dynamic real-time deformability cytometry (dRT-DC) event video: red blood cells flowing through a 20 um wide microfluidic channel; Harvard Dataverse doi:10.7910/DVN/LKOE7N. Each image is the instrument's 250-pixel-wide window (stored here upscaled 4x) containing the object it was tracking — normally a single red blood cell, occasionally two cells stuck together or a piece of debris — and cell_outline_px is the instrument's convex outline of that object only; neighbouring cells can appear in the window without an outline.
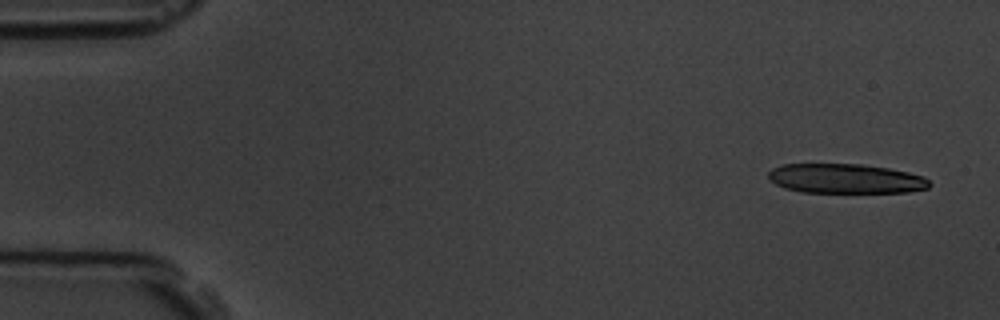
{"species": "common noctule bat (a hibernating species)", "species_latin": "Nyctalus noctula", "temperature_condition": "room temperature", "stored_images_in_passage": 4, "camera_frame_rate_fps": 3000, "um_per_image_px": 0.085, "animal": {"sex": "male", "body_mass_g": 19.5, "forearm_length_mm": 54.6}, "frame": {"image": 1, "passage_image": 1, "time_ms": 0.0, "image_size_px": [1000, 320], "cell_outline_px": [[932, 184], [928, 188], [908, 192], [800, 192], [784, 188], [768, 180], [768, 172], [772, 168], [780, 164], [864, 164], [888, 168], [908, 172], [924, 176]], "centroid_in_image_um": [71.85, 15.18], "position_along_channel_um": 13.1, "area_um2": 27.98}}